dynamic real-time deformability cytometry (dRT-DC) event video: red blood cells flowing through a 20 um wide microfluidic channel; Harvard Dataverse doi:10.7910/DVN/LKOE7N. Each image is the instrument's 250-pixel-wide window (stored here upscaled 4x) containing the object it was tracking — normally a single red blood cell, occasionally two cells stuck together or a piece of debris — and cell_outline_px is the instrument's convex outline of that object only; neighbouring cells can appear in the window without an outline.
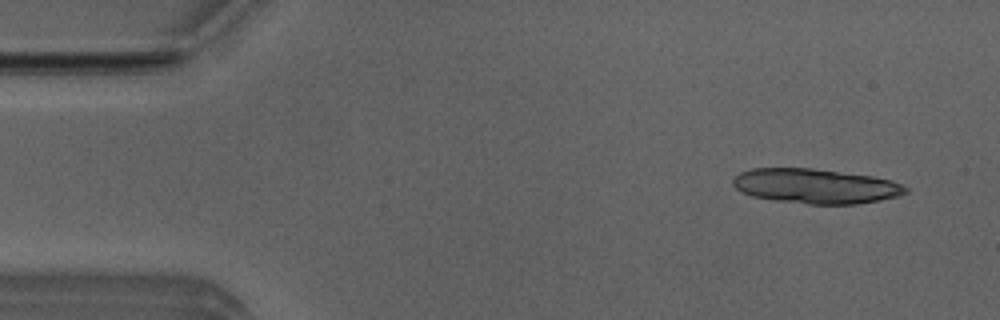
{"species": "Egyptian fruit bat (a non-hibernating species)", "species_latin": "Rousettus aegyptiacus", "temperature_condition": "room temperature", "stored_images_in_passage": 4, "camera_frame_rate_fps": 3000, "um_per_image_px": 0.085, "animal": {"sex": "male"}, "frame": {"image": 1, "passage_image": 1, "time_ms": 0.0, "image_size_px": [1000, 320], "cell_outline_px": [[908, 192], [900, 196], [880, 200], [856, 204], [808, 204], [752, 196], [736, 188], [732, 184], [732, 180], [740, 172], [752, 168], [812, 168], [872, 176], [892, 180], [908, 188]], "centroid_in_image_um": [69.36, 15.81], "position_along_channel_um": 15.6, "area_um2": 34.8}}